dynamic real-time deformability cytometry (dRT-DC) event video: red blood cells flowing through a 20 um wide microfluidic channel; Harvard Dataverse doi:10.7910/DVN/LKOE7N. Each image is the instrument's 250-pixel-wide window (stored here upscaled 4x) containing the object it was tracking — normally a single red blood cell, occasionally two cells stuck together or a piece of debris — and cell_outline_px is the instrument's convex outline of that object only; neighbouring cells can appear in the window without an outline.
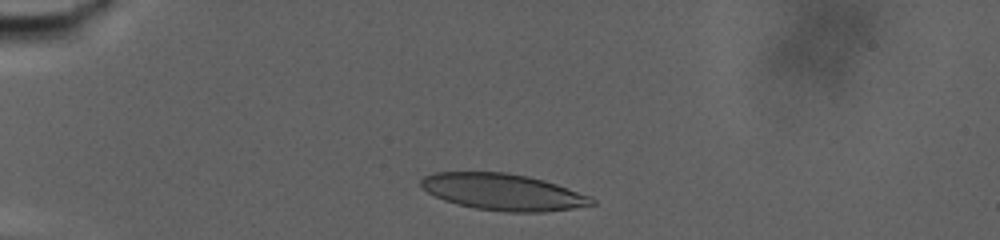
{"species": "human", "species_latin": "Homo sapiens", "temperature_condition": "warm", "stored_images_in_passage": 48, "camera_frame_rate_fps": 3000, "um_per_image_px": 0.085, "donor": {"sex": "male"}, "frame": {"image": 1, "passage_image": 3, "time_ms": 0.667, "image_size_px": [1000, 240], "cell_outline_px": [[596, 204], [572, 208], [544, 212], [508, 212], [476, 208], [456, 204], [444, 200], [428, 192], [420, 184], [420, 180], [424, 176], [432, 172], [504, 172], [528, 176], [544, 180], [592, 196], [596, 200]], "centroid_in_image_um": [42.78, 16.31], "position_along_channel_um": 42.2, "area_um2": 36.36}}
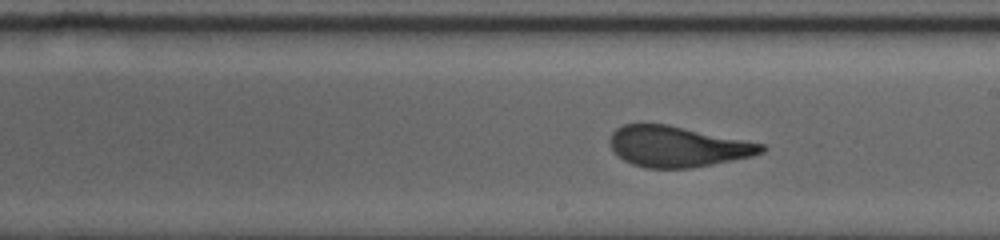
{"frame": {"image": 2, "passage_image": 28, "time_ms": 9.0, "image_size_px": [1000, 240], "cell_outline_px": [[768, 148], [764, 152], [752, 156], [692, 168], [644, 168], [632, 164], [624, 160], [612, 148], [608, 140], [612, 132], [616, 128], [624, 124], [668, 124], [764, 144]], "centroid_in_image_um": [57.59, 12.45], "position_along_channel_um": 231.4, "area_um2": 35.89}}
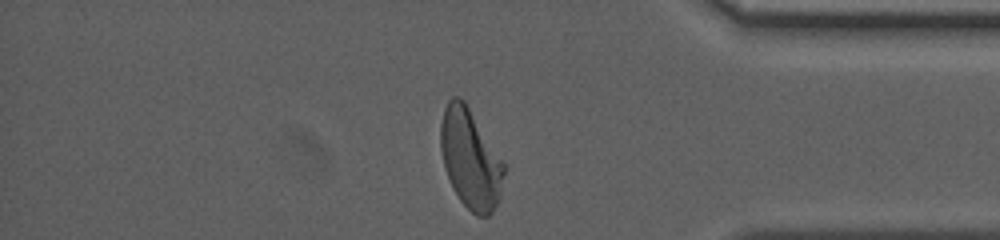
{"frame": {"image": 3, "passage_image": 47, "time_ms": 15.333, "image_size_px": [1000, 240], "cell_outline_px": [[504, 172], [500, 196], [492, 212], [488, 216], [476, 216], [460, 200], [452, 188], [444, 168], [440, 148], [440, 124], [444, 108], [448, 100], [452, 96], [456, 96], [464, 100], [504, 160]], "centroid_in_image_um": [39.97, 13.48], "position_along_channel_um": 395.2, "area_um2": 36.93}, "authors_computed_cell_mechanics": {"area_um2": 36.9053, "velocity_mm_per_s": 2.849, "shape_relaxation_time_tau1_ms": 8.7749, "shape_relaxation_time_tau2_ms": 0.9637, "deformation_change_tau1": 0.2364, "deformation_change_tau2": 0.0792}}